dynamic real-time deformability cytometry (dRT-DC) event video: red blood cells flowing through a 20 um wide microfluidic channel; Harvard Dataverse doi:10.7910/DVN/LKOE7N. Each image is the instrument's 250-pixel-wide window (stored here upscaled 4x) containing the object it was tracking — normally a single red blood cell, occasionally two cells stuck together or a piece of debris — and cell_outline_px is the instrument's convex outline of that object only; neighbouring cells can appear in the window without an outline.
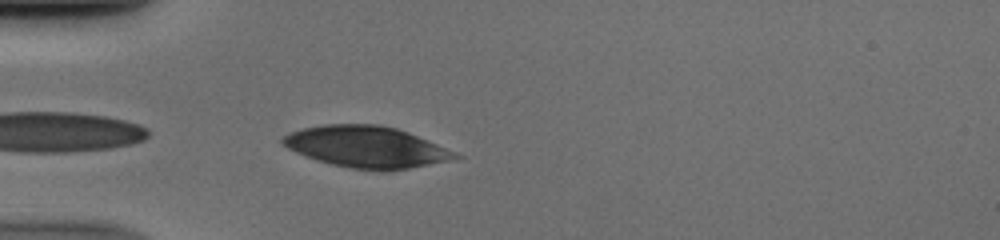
{"species": "human", "species_latin": "Homo sapiens", "temperature_condition": "cold", "stored_images_in_passage": 17, "camera_frame_rate_fps": 3000, "um_per_image_px": 0.085, "donor": {"sex": "male"}, "frame": {"image": 1, "passage_image": 1, "time_ms": 0.0, "image_size_px": [1000, 240], "cell_outline_px": [[464, 156], [428, 164], [388, 172], [376, 172], [352, 168], [332, 164], [316, 160], [296, 152], [288, 148], [280, 140], [284, 136], [292, 132], [304, 128], [324, 124], [376, 124], [396, 128], [408, 132], [456, 152]], "centroid_in_image_um": [31.14, 12.5], "position_along_channel_um": 53.9, "area_um2": 41.38}}
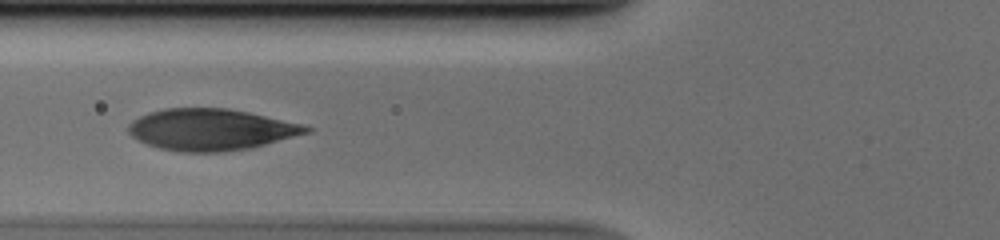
{"frame": {"image": 2, "passage_image": 6, "time_ms": 1.667, "image_size_px": [1000, 240], "cell_outline_px": [[312, 132], [252, 148], [224, 152], [176, 152], [160, 148], [148, 144], [132, 136], [128, 132], [128, 124], [132, 120], [148, 112], [164, 108], [228, 108], [248, 112], [300, 124], [312, 128]], "centroid_in_image_um": [17.92, 11.02], "position_along_channel_um": 107.9, "area_um2": 43.06}}